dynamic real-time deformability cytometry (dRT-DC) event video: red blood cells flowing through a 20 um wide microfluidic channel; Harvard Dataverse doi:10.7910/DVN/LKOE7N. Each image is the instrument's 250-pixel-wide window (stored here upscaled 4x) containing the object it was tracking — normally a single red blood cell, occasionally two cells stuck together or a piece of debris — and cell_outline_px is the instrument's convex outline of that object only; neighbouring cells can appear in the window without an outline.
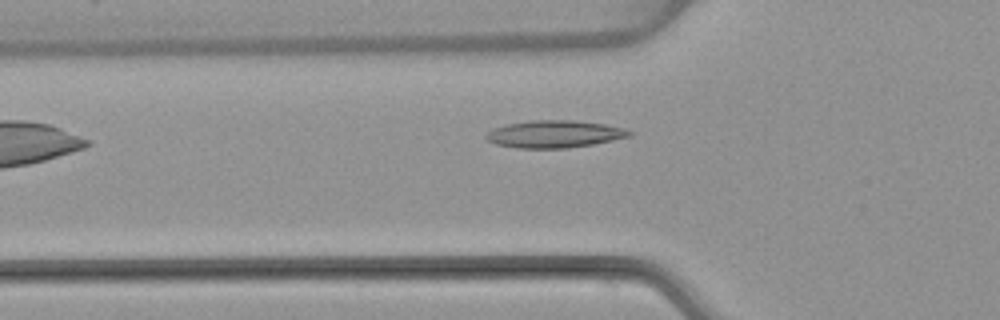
{"species": "common noctule bat (a hibernating species)", "species_latin": "Nyctalus noctula", "temperature_condition": "warm", "stored_images_in_passage": 7, "camera_frame_rate_fps": 3000, "um_per_image_px": 0.085, "animal": {"sex": "female", "body_mass_g": 22.7, "forearm_length_mm": 54.2}, "frame": {"image": 1, "passage_image": 7, "time_ms": 7.333, "image_size_px": [1000, 320], "cell_outline_px": [[636, 132], [632, 136], [592, 144], [568, 148], [516, 148], [496, 144], [488, 140], [484, 136], [492, 128], [508, 124], [532, 120], [572, 120], [604, 124], [624, 128]], "centroid_in_image_um": [47.15, 11.39], "position_along_channel_um": 78.7, "area_um2": 22.83}}